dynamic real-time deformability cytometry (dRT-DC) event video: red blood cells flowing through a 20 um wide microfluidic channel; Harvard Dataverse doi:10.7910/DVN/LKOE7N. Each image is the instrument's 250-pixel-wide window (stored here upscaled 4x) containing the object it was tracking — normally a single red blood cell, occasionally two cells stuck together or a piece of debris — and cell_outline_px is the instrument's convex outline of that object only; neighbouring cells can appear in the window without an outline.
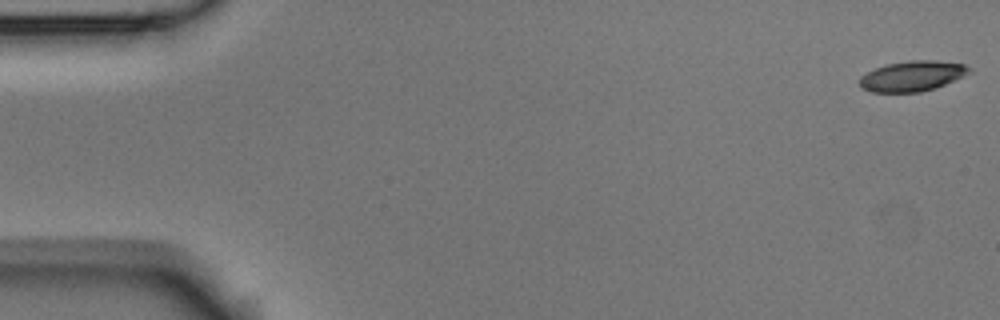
{"species": "Egyptian fruit bat (a non-hibernating species)", "species_latin": "Rousettus aegyptiacus", "temperature_condition": "room temperature", "stored_images_in_passage": 4, "camera_frame_rate_fps": 3000, "um_per_image_px": 0.085, "animal": {"sex": "male"}, "frame": {"image": 1, "passage_image": 1, "time_ms": 0.0, "image_size_px": [1000, 320], "cell_outline_px": [[972, 72], [964, 76], [936, 88], [920, 92], [872, 92], [860, 88], [860, 76], [876, 68], [888, 64], [908, 60], [936, 60], [964, 64], [972, 68]], "centroid_in_image_um": [77.58, 6.46], "position_along_channel_um": 7.4, "area_um2": 19.48}}